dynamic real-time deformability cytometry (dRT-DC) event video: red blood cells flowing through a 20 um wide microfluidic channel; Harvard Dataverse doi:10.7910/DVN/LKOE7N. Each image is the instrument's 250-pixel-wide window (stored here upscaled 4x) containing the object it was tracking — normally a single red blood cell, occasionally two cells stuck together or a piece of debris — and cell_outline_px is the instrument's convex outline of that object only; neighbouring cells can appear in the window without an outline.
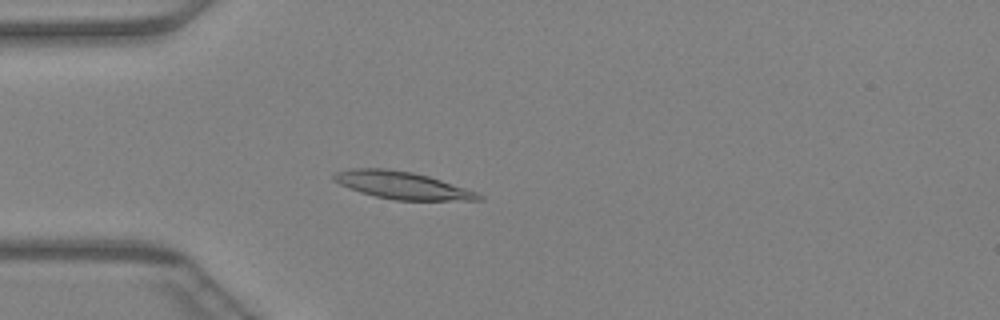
{"species": "Egyptian fruit bat (a non-hibernating species)", "species_latin": "Rousettus aegyptiacus", "temperature_condition": "warm", "stored_images_in_passage": 44, "camera_frame_rate_fps": 3000, "um_per_image_px": 0.085, "animal": {"sex": "female"}, "frame": {"image": 1, "passage_image": 11, "time_ms": 3.333, "image_size_px": [1000, 320], "cell_outline_px": [[484, 200], [396, 200], [376, 196], [360, 192], [340, 184], [332, 180], [332, 176], [336, 172], [352, 168], [384, 168], [412, 172], [428, 176], [476, 192], [484, 196]], "centroid_in_image_um": [34.16, 15.75], "position_along_channel_um": 50.8, "area_um2": 22.83}}
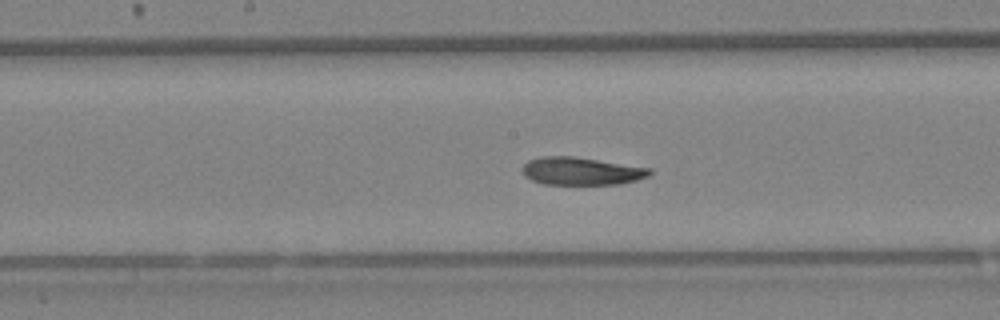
{"frame": {"image": 2, "passage_image": 22, "time_ms": 7.0, "image_size_px": [1000, 320], "cell_outline_px": [[652, 172], [648, 176], [636, 180], [620, 184], [544, 184], [532, 180], [524, 176], [520, 168], [528, 160], [540, 156], [572, 156], [652, 168]], "centroid_in_image_um": [49.38, 14.54], "position_along_channel_um": 198.8, "area_um2": 20.69}}
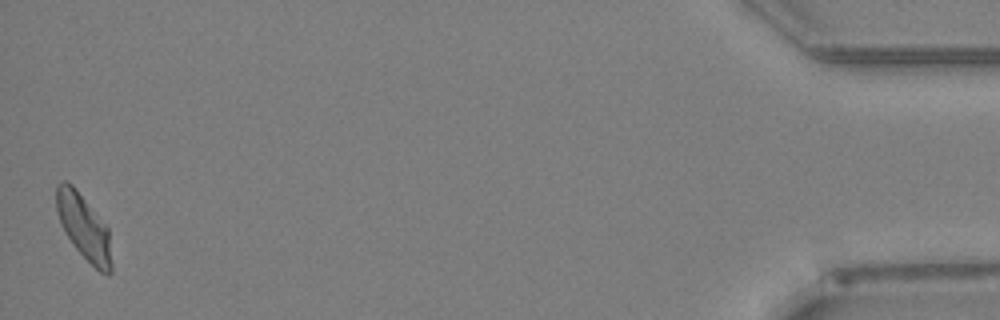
{"frame": {"image": 3, "passage_image": 44, "time_ms": 14.333, "image_size_px": [1000, 320], "cell_outline_px": [[112, 272], [108, 276], [100, 272], [72, 244], [60, 224], [56, 208], [56, 184], [60, 180], [64, 180], [72, 184], [76, 188], [108, 228], [112, 264]], "centroid_in_image_um": [7.11, 19.28], "position_along_channel_um": 428.1, "area_um2": 20.92}}